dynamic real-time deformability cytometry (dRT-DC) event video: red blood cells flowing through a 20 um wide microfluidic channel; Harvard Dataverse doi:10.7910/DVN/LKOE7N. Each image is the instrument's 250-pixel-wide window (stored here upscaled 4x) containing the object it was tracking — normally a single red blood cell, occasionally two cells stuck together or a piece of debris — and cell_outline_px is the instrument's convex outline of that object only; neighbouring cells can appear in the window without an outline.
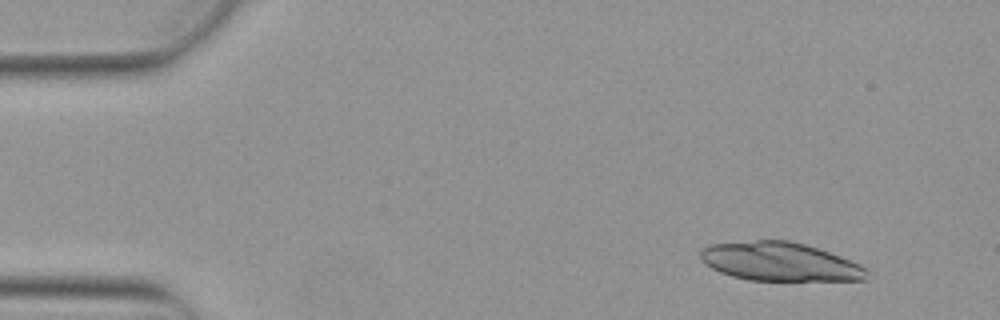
{"species": "Egyptian fruit bat (a non-hibernating species)", "species_latin": "Rousettus aegyptiacus", "temperature_condition": "warm", "stored_images_in_passage": 6, "camera_frame_rate_fps": 3000, "um_per_image_px": 0.085, "animal": {"sex": "female"}, "frame": {"image": 1, "passage_image": 1, "time_ms": 0.0, "image_size_px": [1000, 320], "cell_outline_px": [[868, 268], [864, 280], [748, 280], [732, 276], [720, 272], [712, 268], [700, 256], [700, 252], [704, 248], [712, 244], [756, 240], [788, 240], [804, 244], [840, 256], [860, 264]], "centroid_in_image_um": [66.3, 22.24], "position_along_channel_um": 18.7, "area_um2": 36.99}}
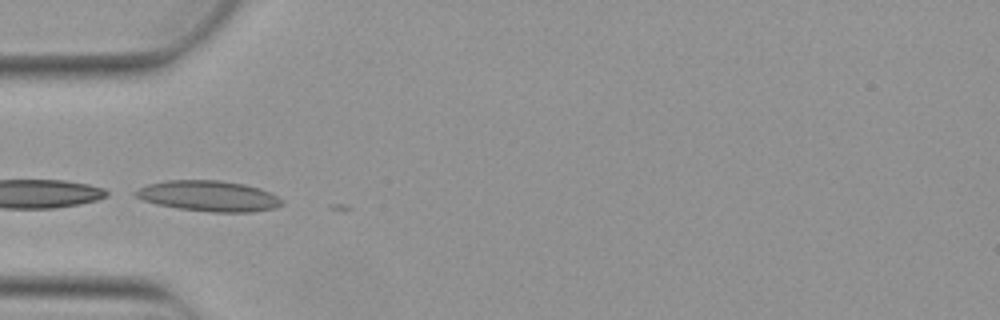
{"frame": {"image": 2, "passage_image": 4, "time_ms": 1.0, "image_size_px": [1000, 320], "cell_outline_px": [[284, 204], [276, 208], [252, 212], [212, 212], [176, 208], [156, 204], [144, 200], [136, 196], [132, 192], [148, 184], [164, 180], [220, 180], [244, 184], [260, 188], [284, 200]], "centroid_in_image_um": [17.75, 16.66], "position_along_channel_um": 67.2, "area_um2": 26.24}}
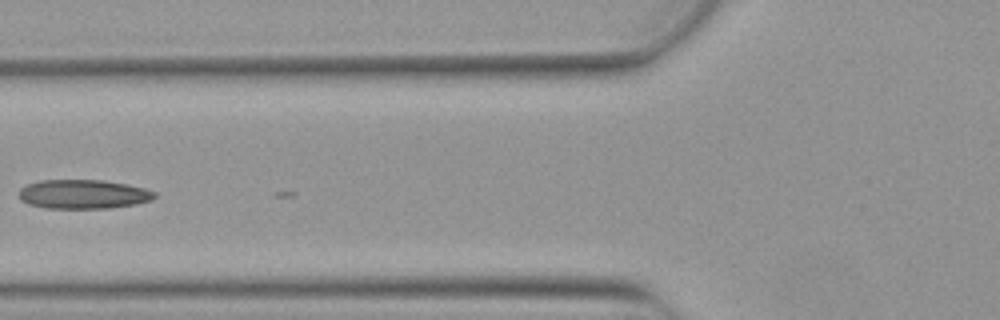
{"frame": {"image": 3, "passage_image": 5, "time_ms": 1.333, "image_size_px": [1000, 320], "cell_outline_px": [[156, 196], [152, 200], [136, 204], [108, 208], [48, 208], [28, 204], [20, 200], [20, 188], [28, 184], [40, 180], [104, 180], [128, 184], [144, 188], [156, 192]], "centroid_in_image_um": [7.1, 16.5], "position_along_channel_um": 118.7, "area_um2": 23.06}}